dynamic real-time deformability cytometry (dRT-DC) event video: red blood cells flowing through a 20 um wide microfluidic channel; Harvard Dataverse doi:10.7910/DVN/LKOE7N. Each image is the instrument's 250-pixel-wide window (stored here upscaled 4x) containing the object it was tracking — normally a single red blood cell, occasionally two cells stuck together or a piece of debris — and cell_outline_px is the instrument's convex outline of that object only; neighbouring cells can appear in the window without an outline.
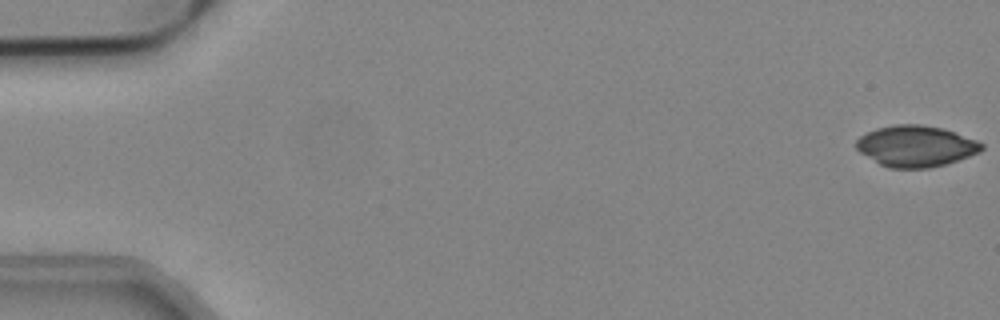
{"species": "common noctule bat (a hibernating species)", "species_latin": "Nyctalus noctula", "temperature_condition": "cold", "stored_images_in_passage": 53, "camera_frame_rate_fps": 3000, "um_per_image_px": 0.085, "animal": {"sex": "male", "body_mass_g": 19.2, "forearm_length_mm": 51.8}, "frame": {"image": 1, "passage_image": 1, "time_ms": 0.0, "image_size_px": [1000, 320], "cell_outline_px": [[984, 148], [980, 152], [944, 164], [928, 168], [888, 168], [880, 164], [860, 152], [856, 148], [856, 140], [860, 136], [876, 128], [896, 124], [920, 124], [940, 128], [956, 132], [976, 140], [984, 144]], "centroid_in_image_um": [77.84, 12.41], "position_along_channel_um": 7.2, "area_um2": 29.88}}
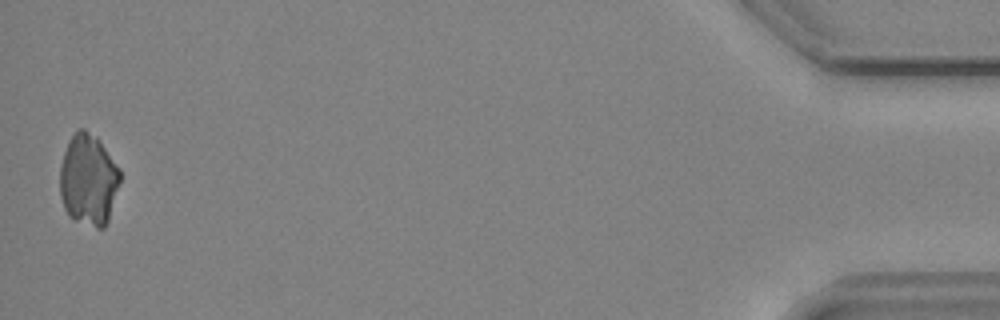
{"frame": {"image": 2, "passage_image": 53, "time_ms": 17.333, "image_size_px": [1000, 320], "cell_outline_px": [[120, 180], [108, 220], [104, 228], [96, 228], [76, 220], [68, 216], [64, 208], [60, 196], [60, 164], [64, 152], [72, 136], [80, 128], [84, 128], [96, 136], [120, 168]], "centroid_in_image_um": [7.51, 15.29], "position_along_channel_um": 427.7, "area_um2": 31.91}}